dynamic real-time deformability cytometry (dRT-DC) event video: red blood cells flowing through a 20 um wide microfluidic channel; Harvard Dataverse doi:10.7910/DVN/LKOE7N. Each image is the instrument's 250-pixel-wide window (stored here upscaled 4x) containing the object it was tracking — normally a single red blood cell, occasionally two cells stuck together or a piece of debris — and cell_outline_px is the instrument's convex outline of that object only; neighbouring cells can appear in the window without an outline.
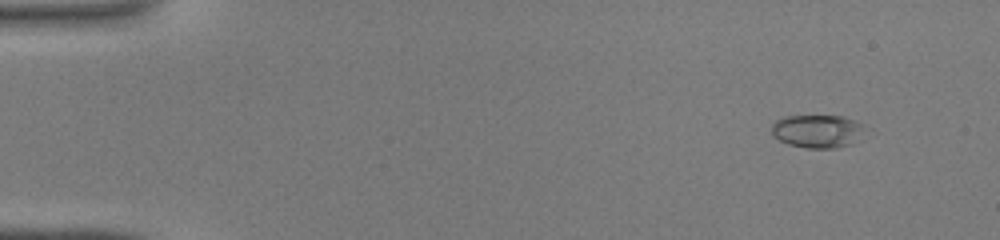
{"species": "common noctule bat (a hibernating species)", "species_latin": "Nyctalus noctula", "temperature_condition": "warm", "stored_images_in_passage": 41, "camera_frame_rate_fps": 3000, "um_per_image_px": 0.085, "animal": {"sex": "male", "body_mass_g": 19.0, "forearm_length_mm": 50.8}, "frame": {"image": 1, "passage_image": 1, "time_ms": 0.0, "image_size_px": [1000, 240], "cell_outline_px": [[872, 128], [860, 140], [852, 144], [836, 148], [808, 148], [788, 144], [772, 136], [772, 124], [776, 120], [784, 116], [844, 116], [856, 120]], "centroid_in_image_um": [69.62, 11.15], "position_along_channel_um": 15.4, "area_um2": 18.73}}
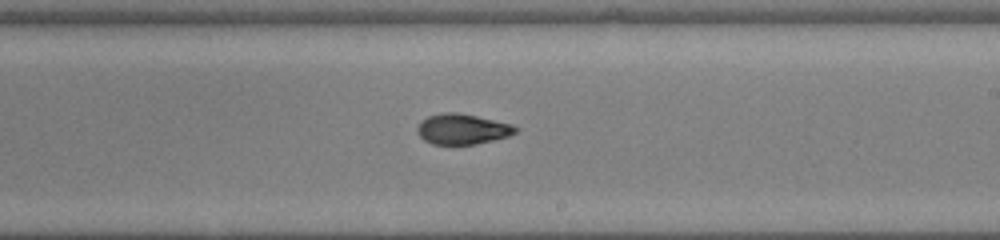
{"frame": {"image": 2, "passage_image": 24, "time_ms": 7.667, "image_size_px": [1000, 240], "cell_outline_px": [[520, 128], [516, 132], [508, 136], [476, 144], [432, 144], [424, 140], [420, 136], [416, 128], [428, 116], [444, 112], [456, 112], [476, 116], [512, 124]], "centroid_in_image_um": [39.32, 10.97], "position_along_channel_um": 249.7, "area_um2": 17.22}}
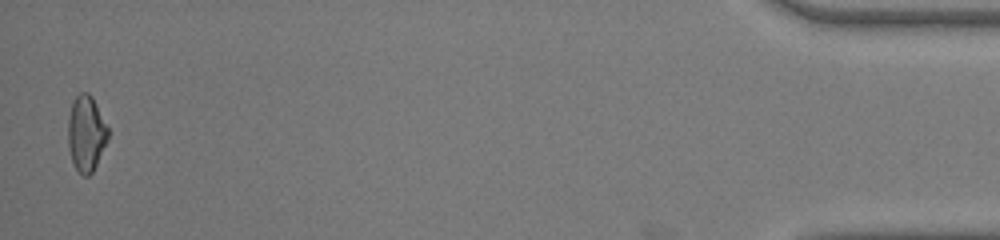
{"frame": {"image": 3, "passage_image": 41, "time_ms": 13.333, "image_size_px": [1000, 240], "cell_outline_px": [[108, 140], [92, 172], [88, 176], [84, 176], [76, 168], [72, 160], [68, 148], [68, 116], [72, 100], [80, 92], [88, 92], [92, 96], [108, 128]], "centroid_in_image_um": [7.31, 11.31], "position_along_channel_um": 427.9, "area_um2": 17.63}}